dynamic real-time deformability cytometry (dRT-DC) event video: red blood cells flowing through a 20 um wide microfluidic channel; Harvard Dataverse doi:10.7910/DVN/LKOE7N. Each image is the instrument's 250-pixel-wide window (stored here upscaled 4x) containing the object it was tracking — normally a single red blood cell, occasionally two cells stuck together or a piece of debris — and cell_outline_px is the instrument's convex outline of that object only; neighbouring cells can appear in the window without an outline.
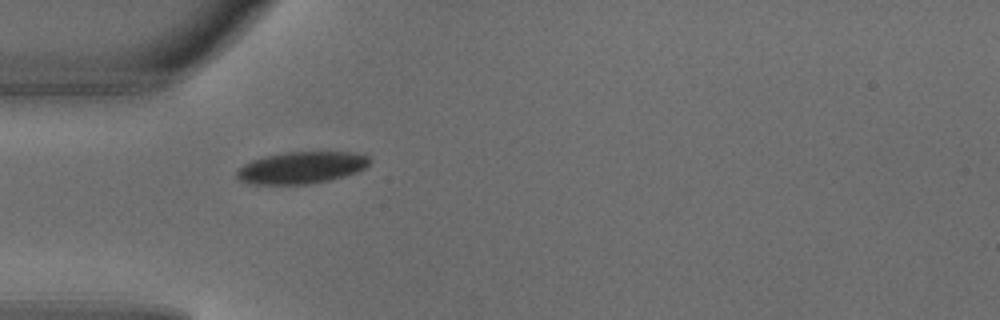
{"species": "common noctule bat (a hibernating species)", "species_latin": "Nyctalus noctula", "temperature_condition": "warm", "stored_images_in_passage": 1, "camera_frame_rate_fps": 3000, "um_per_image_px": 0.085, "animal": {"sex": "male", "body_mass_g": 18.8}, "frame": {"image": 1, "passage_image": 1, "time_ms": 0.0, "image_size_px": [1000, 320], "cell_outline_px": [[372, 160], [364, 168], [356, 172], [344, 176], [328, 180], [308, 184], [252, 184], [240, 180], [236, 176], [236, 168], [252, 160], [264, 156], [288, 152], [352, 152], [368, 156]], "centroid_in_image_um": [25.59, 14.24], "position_along_channel_um": 59.4, "area_um2": 24.62}}